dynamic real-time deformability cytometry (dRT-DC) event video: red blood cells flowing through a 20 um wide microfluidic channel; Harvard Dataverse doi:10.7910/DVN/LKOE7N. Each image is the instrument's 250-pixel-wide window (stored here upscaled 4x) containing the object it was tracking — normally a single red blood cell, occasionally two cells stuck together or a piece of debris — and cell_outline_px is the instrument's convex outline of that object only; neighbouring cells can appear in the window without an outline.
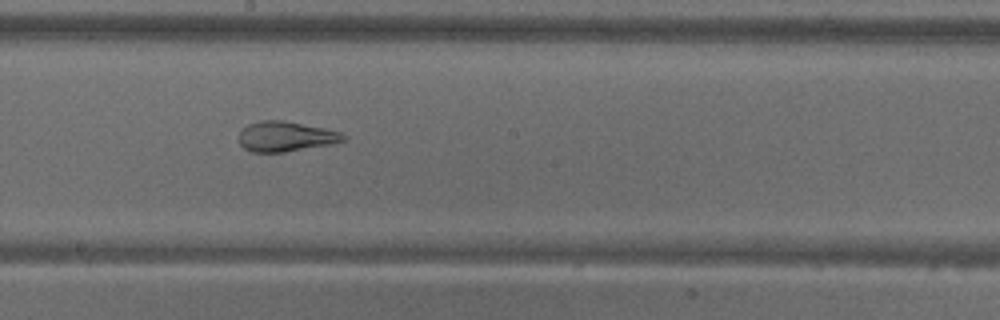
{"species": "common noctule bat (a hibernating species)", "species_latin": "Nyctalus noctula", "temperature_condition": "warm", "stored_images_in_passage": 53, "camera_frame_rate_fps": 3000, "um_per_image_px": 0.085, "animal": {"sex": "male", "body_mass_g": 18.8}, "frame": {"image": 1, "passage_image": 29, "time_ms": 9.333, "image_size_px": [1000, 320], "cell_outline_px": [[348, 140], [328, 144], [284, 152], [252, 152], [244, 148], [240, 144], [240, 132], [248, 124], [260, 120], [280, 120], [324, 128], [340, 132], [348, 136]], "centroid_in_image_um": [24.29, 11.6], "position_along_channel_um": 223.9, "area_um2": 18.09}}
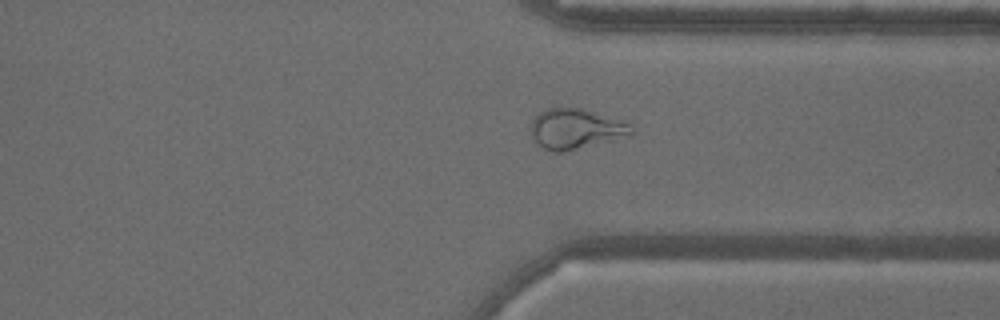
{"frame": {"image": 2, "passage_image": 40, "time_ms": 13.0, "image_size_px": [1000, 320], "cell_outline_px": [[636, 132], [632, 136], [564, 152], [556, 152], [544, 148], [536, 144], [532, 140], [532, 120], [544, 108], [580, 108], [620, 120], [632, 124]], "centroid_in_image_um": [48.98, 10.97], "position_along_channel_um": 362.4, "area_um2": 23.76}}
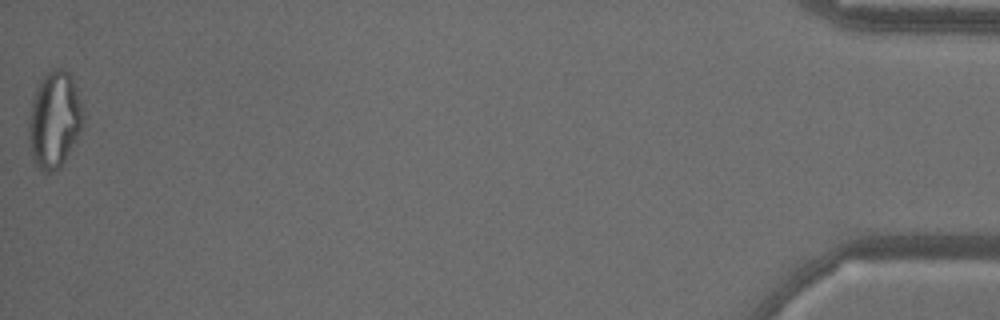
{"frame": {"image": 3, "passage_image": 53, "time_ms": 17.333, "image_size_px": [1000, 320], "cell_outline_px": [[84, 128], [64, 160], [52, 172], [40, 172], [32, 160], [28, 136], [28, 120], [32, 100], [36, 84], [44, 72], [52, 68], [60, 68], [68, 72], [72, 76], [80, 100], [84, 116]], "centroid_in_image_um": [4.61, 10.14], "position_along_channel_um": 430.6, "area_um2": 31.27}, "authors_computed_cell_mechanics": {"area_um2": 25.9522, "velocity_mm_per_s": 3.7861, "shape_relaxation_time_tau1_ms": null, "shape_relaxation_time_tau2_ms": 1.3881, "deformation_change_tau1": null, "deformation_change_tau2": 0.0964}}